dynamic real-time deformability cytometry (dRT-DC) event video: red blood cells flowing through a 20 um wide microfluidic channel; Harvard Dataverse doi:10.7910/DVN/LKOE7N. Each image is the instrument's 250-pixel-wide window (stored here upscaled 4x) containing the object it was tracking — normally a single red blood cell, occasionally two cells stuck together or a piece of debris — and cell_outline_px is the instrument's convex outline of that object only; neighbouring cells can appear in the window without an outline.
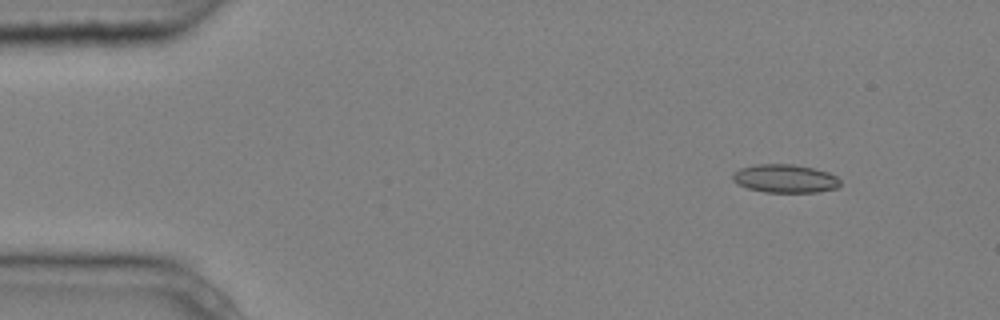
{"species": "common noctule bat (a hibernating species)", "species_latin": "Nyctalus noctula", "temperature_condition": "cold", "stored_images_in_passage": 6, "segment_of_instrument_passage": [1, 2], "camera_frame_rate_fps": 3000, "um_per_image_px": 0.085, "animal": {"sex": "male", "body_mass_g": 20.4}, "frame": {"image": 1, "passage_image": 2, "time_ms": 0.333, "image_size_px": [1000, 320], "cell_outline_px": [[840, 184], [836, 188], [816, 192], [764, 192], [748, 188], [736, 184], [732, 180], [732, 176], [740, 168], [752, 164], [792, 164], [812, 168], [828, 172], [836, 176], [840, 180]], "centroid_in_image_um": [66.7, 15.17], "position_along_channel_um": 18.3, "area_um2": 17.74}}